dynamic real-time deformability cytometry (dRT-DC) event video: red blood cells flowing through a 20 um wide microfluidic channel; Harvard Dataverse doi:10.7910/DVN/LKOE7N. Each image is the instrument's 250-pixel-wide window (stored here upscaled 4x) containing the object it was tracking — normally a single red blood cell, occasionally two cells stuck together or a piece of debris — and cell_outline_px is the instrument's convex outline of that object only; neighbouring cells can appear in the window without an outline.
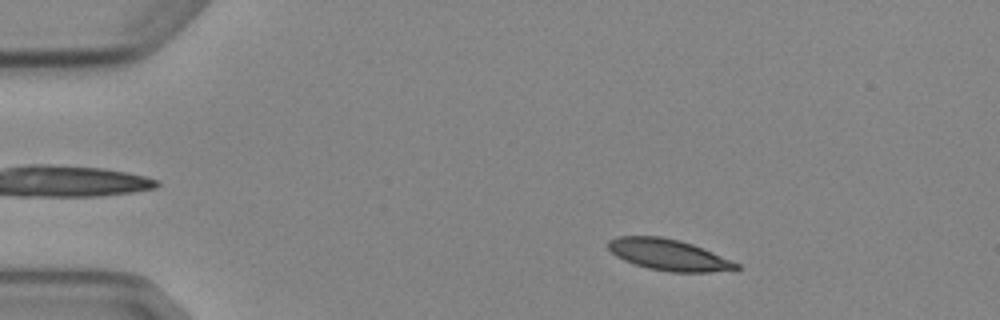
{"species": "Egyptian fruit bat (a non-hibernating species)", "species_latin": "Rousettus aegyptiacus", "temperature_condition": "cold", "stored_images_in_passage": 3, "camera_frame_rate_fps": 3000, "um_per_image_px": 0.085, "animal": {"sex": "female"}, "frame": {"image": 1, "passage_image": 2, "time_ms": 1.333, "image_size_px": [1000, 320], "cell_outline_px": [[740, 268], [708, 272], [668, 272], [648, 268], [624, 260], [616, 256], [608, 248], [608, 240], [616, 236], [660, 236], [680, 240], [692, 244], [712, 252], [740, 264]], "centroid_in_image_um": [56.79, 21.65], "position_along_channel_um": 28.2, "area_um2": 23.12}}